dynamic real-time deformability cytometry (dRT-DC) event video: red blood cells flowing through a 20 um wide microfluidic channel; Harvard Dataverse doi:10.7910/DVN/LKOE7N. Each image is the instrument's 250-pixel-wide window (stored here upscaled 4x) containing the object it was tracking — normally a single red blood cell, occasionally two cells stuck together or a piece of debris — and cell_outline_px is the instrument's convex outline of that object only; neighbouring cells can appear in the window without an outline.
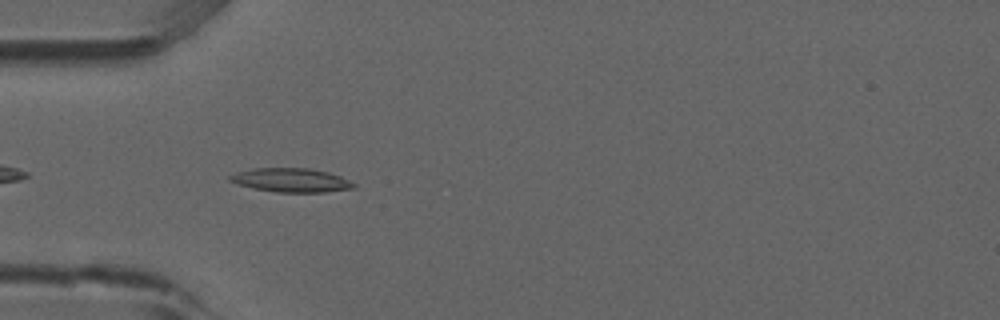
{"species": "common noctule bat (a hibernating species)", "species_latin": "Nyctalus noctula", "temperature_condition": "room temperature", "stored_images_in_passage": 16, "camera_frame_rate_fps": 3000, "um_per_image_px": 0.085, "animal": {"sex": "male", "forearm_length_mm": 52.5}, "frame": {"image": 1, "passage_image": 3, "time_ms": 0.667, "image_size_px": [1000, 320], "cell_outline_px": [[356, 188], [324, 192], [276, 192], [252, 188], [236, 184], [228, 180], [228, 176], [236, 172], [252, 168], [308, 168], [328, 172], [340, 176], [356, 184]], "centroid_in_image_um": [24.71, 15.31], "position_along_channel_um": 60.3, "area_um2": 17.34}}
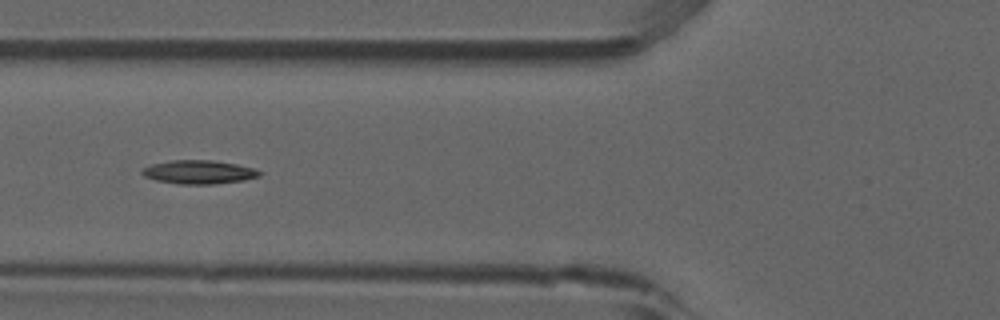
{"frame": {"image": 2, "passage_image": 7, "time_ms": 2.0, "image_size_px": [1000, 320], "cell_outline_px": [[264, 172], [260, 176], [244, 180], [212, 184], [180, 184], [156, 180], [144, 176], [140, 172], [140, 168], [152, 164], [172, 160], [212, 160], [236, 164], [252, 168]], "centroid_in_image_um": [16.88, 14.62], "position_along_channel_um": 108.9, "area_um2": 16.18}}